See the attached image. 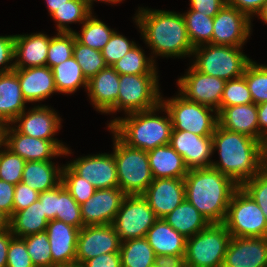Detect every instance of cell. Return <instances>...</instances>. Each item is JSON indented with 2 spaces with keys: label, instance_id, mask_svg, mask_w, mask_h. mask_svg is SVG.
<instances>
[{
  "label": "cell",
  "instance_id": "48",
  "mask_svg": "<svg viewBox=\"0 0 267 267\" xmlns=\"http://www.w3.org/2000/svg\"><path fill=\"white\" fill-rule=\"evenodd\" d=\"M241 187L258 204L267 220V170L263 168L252 179L245 181Z\"/></svg>",
  "mask_w": 267,
  "mask_h": 267
},
{
  "label": "cell",
  "instance_id": "5",
  "mask_svg": "<svg viewBox=\"0 0 267 267\" xmlns=\"http://www.w3.org/2000/svg\"><path fill=\"white\" fill-rule=\"evenodd\" d=\"M243 47L203 44L192 51V66L203 74L222 78L225 81L243 76L252 59Z\"/></svg>",
  "mask_w": 267,
  "mask_h": 267
},
{
  "label": "cell",
  "instance_id": "58",
  "mask_svg": "<svg viewBox=\"0 0 267 267\" xmlns=\"http://www.w3.org/2000/svg\"><path fill=\"white\" fill-rule=\"evenodd\" d=\"M14 237L11 230L0 232V267H6L7 265V253L9 243Z\"/></svg>",
  "mask_w": 267,
  "mask_h": 267
},
{
  "label": "cell",
  "instance_id": "60",
  "mask_svg": "<svg viewBox=\"0 0 267 267\" xmlns=\"http://www.w3.org/2000/svg\"><path fill=\"white\" fill-rule=\"evenodd\" d=\"M151 267H184L183 262L176 260H158Z\"/></svg>",
  "mask_w": 267,
  "mask_h": 267
},
{
  "label": "cell",
  "instance_id": "29",
  "mask_svg": "<svg viewBox=\"0 0 267 267\" xmlns=\"http://www.w3.org/2000/svg\"><path fill=\"white\" fill-rule=\"evenodd\" d=\"M147 154L154 179L184 178L189 171L183 157L169 144L156 147Z\"/></svg>",
  "mask_w": 267,
  "mask_h": 267
},
{
  "label": "cell",
  "instance_id": "28",
  "mask_svg": "<svg viewBox=\"0 0 267 267\" xmlns=\"http://www.w3.org/2000/svg\"><path fill=\"white\" fill-rule=\"evenodd\" d=\"M18 76L14 71L0 74V120L11 124L27 110Z\"/></svg>",
  "mask_w": 267,
  "mask_h": 267
},
{
  "label": "cell",
  "instance_id": "36",
  "mask_svg": "<svg viewBox=\"0 0 267 267\" xmlns=\"http://www.w3.org/2000/svg\"><path fill=\"white\" fill-rule=\"evenodd\" d=\"M93 13L82 23L81 32L75 31L74 34L76 40L82 45L102 51L115 30L109 28L106 23L96 18Z\"/></svg>",
  "mask_w": 267,
  "mask_h": 267
},
{
  "label": "cell",
  "instance_id": "54",
  "mask_svg": "<svg viewBox=\"0 0 267 267\" xmlns=\"http://www.w3.org/2000/svg\"><path fill=\"white\" fill-rule=\"evenodd\" d=\"M15 185L0 179V210L9 217L13 215Z\"/></svg>",
  "mask_w": 267,
  "mask_h": 267
},
{
  "label": "cell",
  "instance_id": "38",
  "mask_svg": "<svg viewBox=\"0 0 267 267\" xmlns=\"http://www.w3.org/2000/svg\"><path fill=\"white\" fill-rule=\"evenodd\" d=\"M185 19L189 40L195 48L212 41L213 17L191 9L182 13Z\"/></svg>",
  "mask_w": 267,
  "mask_h": 267
},
{
  "label": "cell",
  "instance_id": "32",
  "mask_svg": "<svg viewBox=\"0 0 267 267\" xmlns=\"http://www.w3.org/2000/svg\"><path fill=\"white\" fill-rule=\"evenodd\" d=\"M48 222L43 204L37 199L29 207L13 212L10 230L15 237L22 238L46 231Z\"/></svg>",
  "mask_w": 267,
  "mask_h": 267
},
{
  "label": "cell",
  "instance_id": "37",
  "mask_svg": "<svg viewBox=\"0 0 267 267\" xmlns=\"http://www.w3.org/2000/svg\"><path fill=\"white\" fill-rule=\"evenodd\" d=\"M91 13L84 0H69L50 17L56 22L57 32L74 33L75 30L71 29L69 24H82Z\"/></svg>",
  "mask_w": 267,
  "mask_h": 267
},
{
  "label": "cell",
  "instance_id": "31",
  "mask_svg": "<svg viewBox=\"0 0 267 267\" xmlns=\"http://www.w3.org/2000/svg\"><path fill=\"white\" fill-rule=\"evenodd\" d=\"M163 219L185 238L194 236L210 224L186 198Z\"/></svg>",
  "mask_w": 267,
  "mask_h": 267
},
{
  "label": "cell",
  "instance_id": "12",
  "mask_svg": "<svg viewBox=\"0 0 267 267\" xmlns=\"http://www.w3.org/2000/svg\"><path fill=\"white\" fill-rule=\"evenodd\" d=\"M177 80L178 92L187 100L210 107L218 112L226 81L209 76L189 66Z\"/></svg>",
  "mask_w": 267,
  "mask_h": 267
},
{
  "label": "cell",
  "instance_id": "66",
  "mask_svg": "<svg viewBox=\"0 0 267 267\" xmlns=\"http://www.w3.org/2000/svg\"><path fill=\"white\" fill-rule=\"evenodd\" d=\"M264 168L267 169V143H266V146H265Z\"/></svg>",
  "mask_w": 267,
  "mask_h": 267
},
{
  "label": "cell",
  "instance_id": "1",
  "mask_svg": "<svg viewBox=\"0 0 267 267\" xmlns=\"http://www.w3.org/2000/svg\"><path fill=\"white\" fill-rule=\"evenodd\" d=\"M133 19L154 61L158 56L178 59L191 57L194 47L189 40L182 13L138 7Z\"/></svg>",
  "mask_w": 267,
  "mask_h": 267
},
{
  "label": "cell",
  "instance_id": "20",
  "mask_svg": "<svg viewBox=\"0 0 267 267\" xmlns=\"http://www.w3.org/2000/svg\"><path fill=\"white\" fill-rule=\"evenodd\" d=\"M222 267H267V237H231Z\"/></svg>",
  "mask_w": 267,
  "mask_h": 267
},
{
  "label": "cell",
  "instance_id": "30",
  "mask_svg": "<svg viewBox=\"0 0 267 267\" xmlns=\"http://www.w3.org/2000/svg\"><path fill=\"white\" fill-rule=\"evenodd\" d=\"M55 164L52 160L26 161L21 182L39 193L53 189L62 182L63 165Z\"/></svg>",
  "mask_w": 267,
  "mask_h": 267
},
{
  "label": "cell",
  "instance_id": "35",
  "mask_svg": "<svg viewBox=\"0 0 267 267\" xmlns=\"http://www.w3.org/2000/svg\"><path fill=\"white\" fill-rule=\"evenodd\" d=\"M139 45H135L112 68L119 74L127 75H158L156 62L151 56L147 57Z\"/></svg>",
  "mask_w": 267,
  "mask_h": 267
},
{
  "label": "cell",
  "instance_id": "53",
  "mask_svg": "<svg viewBox=\"0 0 267 267\" xmlns=\"http://www.w3.org/2000/svg\"><path fill=\"white\" fill-rule=\"evenodd\" d=\"M190 9L213 17L227 3V0H189Z\"/></svg>",
  "mask_w": 267,
  "mask_h": 267
},
{
  "label": "cell",
  "instance_id": "11",
  "mask_svg": "<svg viewBox=\"0 0 267 267\" xmlns=\"http://www.w3.org/2000/svg\"><path fill=\"white\" fill-rule=\"evenodd\" d=\"M158 218L142 195H126L112 223L121 242L146 237Z\"/></svg>",
  "mask_w": 267,
  "mask_h": 267
},
{
  "label": "cell",
  "instance_id": "6",
  "mask_svg": "<svg viewBox=\"0 0 267 267\" xmlns=\"http://www.w3.org/2000/svg\"><path fill=\"white\" fill-rule=\"evenodd\" d=\"M111 133L118 187L126 195H142L154 179L147 151L129 147Z\"/></svg>",
  "mask_w": 267,
  "mask_h": 267
},
{
  "label": "cell",
  "instance_id": "34",
  "mask_svg": "<svg viewBox=\"0 0 267 267\" xmlns=\"http://www.w3.org/2000/svg\"><path fill=\"white\" fill-rule=\"evenodd\" d=\"M119 252L121 267H151L159 260L146 237L121 242Z\"/></svg>",
  "mask_w": 267,
  "mask_h": 267
},
{
  "label": "cell",
  "instance_id": "15",
  "mask_svg": "<svg viewBox=\"0 0 267 267\" xmlns=\"http://www.w3.org/2000/svg\"><path fill=\"white\" fill-rule=\"evenodd\" d=\"M66 164L96 189L118 187V174L113 152L80 156Z\"/></svg>",
  "mask_w": 267,
  "mask_h": 267
},
{
  "label": "cell",
  "instance_id": "50",
  "mask_svg": "<svg viewBox=\"0 0 267 267\" xmlns=\"http://www.w3.org/2000/svg\"><path fill=\"white\" fill-rule=\"evenodd\" d=\"M15 35L0 36V74L11 72L14 65Z\"/></svg>",
  "mask_w": 267,
  "mask_h": 267
},
{
  "label": "cell",
  "instance_id": "13",
  "mask_svg": "<svg viewBox=\"0 0 267 267\" xmlns=\"http://www.w3.org/2000/svg\"><path fill=\"white\" fill-rule=\"evenodd\" d=\"M5 146L25 161H49L73 153L60 140L27 136L19 133L11 124L7 126Z\"/></svg>",
  "mask_w": 267,
  "mask_h": 267
},
{
  "label": "cell",
  "instance_id": "16",
  "mask_svg": "<svg viewBox=\"0 0 267 267\" xmlns=\"http://www.w3.org/2000/svg\"><path fill=\"white\" fill-rule=\"evenodd\" d=\"M120 244L112 224L83 226L77 240L76 262L83 264L101 254L119 252Z\"/></svg>",
  "mask_w": 267,
  "mask_h": 267
},
{
  "label": "cell",
  "instance_id": "14",
  "mask_svg": "<svg viewBox=\"0 0 267 267\" xmlns=\"http://www.w3.org/2000/svg\"><path fill=\"white\" fill-rule=\"evenodd\" d=\"M245 13L227 3L213 18L212 41L209 44L242 47L252 33V22Z\"/></svg>",
  "mask_w": 267,
  "mask_h": 267
},
{
  "label": "cell",
  "instance_id": "65",
  "mask_svg": "<svg viewBox=\"0 0 267 267\" xmlns=\"http://www.w3.org/2000/svg\"><path fill=\"white\" fill-rule=\"evenodd\" d=\"M55 267H83V265L81 263L74 262V263H70V264L57 265Z\"/></svg>",
  "mask_w": 267,
  "mask_h": 267
},
{
  "label": "cell",
  "instance_id": "9",
  "mask_svg": "<svg viewBox=\"0 0 267 267\" xmlns=\"http://www.w3.org/2000/svg\"><path fill=\"white\" fill-rule=\"evenodd\" d=\"M223 224L231 237H267L263 211L241 186L231 197Z\"/></svg>",
  "mask_w": 267,
  "mask_h": 267
},
{
  "label": "cell",
  "instance_id": "59",
  "mask_svg": "<svg viewBox=\"0 0 267 267\" xmlns=\"http://www.w3.org/2000/svg\"><path fill=\"white\" fill-rule=\"evenodd\" d=\"M46 6L48 8V13L51 15L56 9L62 7L69 0H45Z\"/></svg>",
  "mask_w": 267,
  "mask_h": 267
},
{
  "label": "cell",
  "instance_id": "41",
  "mask_svg": "<svg viewBox=\"0 0 267 267\" xmlns=\"http://www.w3.org/2000/svg\"><path fill=\"white\" fill-rule=\"evenodd\" d=\"M75 40L74 33L57 32L51 36L46 66L52 68L73 57Z\"/></svg>",
  "mask_w": 267,
  "mask_h": 267
},
{
  "label": "cell",
  "instance_id": "39",
  "mask_svg": "<svg viewBox=\"0 0 267 267\" xmlns=\"http://www.w3.org/2000/svg\"><path fill=\"white\" fill-rule=\"evenodd\" d=\"M243 76L248 85L254 104L267 102V65L251 60Z\"/></svg>",
  "mask_w": 267,
  "mask_h": 267
},
{
  "label": "cell",
  "instance_id": "42",
  "mask_svg": "<svg viewBox=\"0 0 267 267\" xmlns=\"http://www.w3.org/2000/svg\"><path fill=\"white\" fill-rule=\"evenodd\" d=\"M55 219L78 229L83 227L80 205L74 200L62 182L58 185V211Z\"/></svg>",
  "mask_w": 267,
  "mask_h": 267
},
{
  "label": "cell",
  "instance_id": "7",
  "mask_svg": "<svg viewBox=\"0 0 267 267\" xmlns=\"http://www.w3.org/2000/svg\"><path fill=\"white\" fill-rule=\"evenodd\" d=\"M231 235L223 223H210L186 239L185 267H222Z\"/></svg>",
  "mask_w": 267,
  "mask_h": 267
},
{
  "label": "cell",
  "instance_id": "44",
  "mask_svg": "<svg viewBox=\"0 0 267 267\" xmlns=\"http://www.w3.org/2000/svg\"><path fill=\"white\" fill-rule=\"evenodd\" d=\"M62 183L79 205L86 202L96 191L89 181L78 176L67 164L62 168Z\"/></svg>",
  "mask_w": 267,
  "mask_h": 267
},
{
  "label": "cell",
  "instance_id": "56",
  "mask_svg": "<svg viewBox=\"0 0 267 267\" xmlns=\"http://www.w3.org/2000/svg\"><path fill=\"white\" fill-rule=\"evenodd\" d=\"M266 0H227V4L245 13L251 20L261 10Z\"/></svg>",
  "mask_w": 267,
  "mask_h": 267
},
{
  "label": "cell",
  "instance_id": "64",
  "mask_svg": "<svg viewBox=\"0 0 267 267\" xmlns=\"http://www.w3.org/2000/svg\"><path fill=\"white\" fill-rule=\"evenodd\" d=\"M256 16L258 17V19L263 21L264 24H267V0L263 4L261 10L256 14Z\"/></svg>",
  "mask_w": 267,
  "mask_h": 267
},
{
  "label": "cell",
  "instance_id": "21",
  "mask_svg": "<svg viewBox=\"0 0 267 267\" xmlns=\"http://www.w3.org/2000/svg\"><path fill=\"white\" fill-rule=\"evenodd\" d=\"M142 196L156 217L163 218L184 201V178L153 179Z\"/></svg>",
  "mask_w": 267,
  "mask_h": 267
},
{
  "label": "cell",
  "instance_id": "40",
  "mask_svg": "<svg viewBox=\"0 0 267 267\" xmlns=\"http://www.w3.org/2000/svg\"><path fill=\"white\" fill-rule=\"evenodd\" d=\"M73 57L81 67L87 80L108 67L101 51L82 45L77 40L74 43Z\"/></svg>",
  "mask_w": 267,
  "mask_h": 267
},
{
  "label": "cell",
  "instance_id": "57",
  "mask_svg": "<svg viewBox=\"0 0 267 267\" xmlns=\"http://www.w3.org/2000/svg\"><path fill=\"white\" fill-rule=\"evenodd\" d=\"M259 141L266 146L267 143V102L257 105Z\"/></svg>",
  "mask_w": 267,
  "mask_h": 267
},
{
  "label": "cell",
  "instance_id": "43",
  "mask_svg": "<svg viewBox=\"0 0 267 267\" xmlns=\"http://www.w3.org/2000/svg\"><path fill=\"white\" fill-rule=\"evenodd\" d=\"M22 239L35 267H52L51 248L46 231L27 235Z\"/></svg>",
  "mask_w": 267,
  "mask_h": 267
},
{
  "label": "cell",
  "instance_id": "18",
  "mask_svg": "<svg viewBox=\"0 0 267 267\" xmlns=\"http://www.w3.org/2000/svg\"><path fill=\"white\" fill-rule=\"evenodd\" d=\"M62 118L48 105H35L23 111L11 125L21 134L44 140H58L54 136L61 130Z\"/></svg>",
  "mask_w": 267,
  "mask_h": 267
},
{
  "label": "cell",
  "instance_id": "19",
  "mask_svg": "<svg viewBox=\"0 0 267 267\" xmlns=\"http://www.w3.org/2000/svg\"><path fill=\"white\" fill-rule=\"evenodd\" d=\"M126 194L119 188L96 189L80 205L83 226L112 224Z\"/></svg>",
  "mask_w": 267,
  "mask_h": 267
},
{
  "label": "cell",
  "instance_id": "45",
  "mask_svg": "<svg viewBox=\"0 0 267 267\" xmlns=\"http://www.w3.org/2000/svg\"><path fill=\"white\" fill-rule=\"evenodd\" d=\"M26 161L6 146L0 152V179L17 185L22 181Z\"/></svg>",
  "mask_w": 267,
  "mask_h": 267
},
{
  "label": "cell",
  "instance_id": "4",
  "mask_svg": "<svg viewBox=\"0 0 267 267\" xmlns=\"http://www.w3.org/2000/svg\"><path fill=\"white\" fill-rule=\"evenodd\" d=\"M158 112L166 116H159ZM107 128L127 146L147 152L169 144L173 129L169 113L161 104L147 111L116 117Z\"/></svg>",
  "mask_w": 267,
  "mask_h": 267
},
{
  "label": "cell",
  "instance_id": "17",
  "mask_svg": "<svg viewBox=\"0 0 267 267\" xmlns=\"http://www.w3.org/2000/svg\"><path fill=\"white\" fill-rule=\"evenodd\" d=\"M169 145L183 157L189 170L211 167L212 136H200L188 131L172 129Z\"/></svg>",
  "mask_w": 267,
  "mask_h": 267
},
{
  "label": "cell",
  "instance_id": "22",
  "mask_svg": "<svg viewBox=\"0 0 267 267\" xmlns=\"http://www.w3.org/2000/svg\"><path fill=\"white\" fill-rule=\"evenodd\" d=\"M120 75L108 66L88 80L87 89L91 104L101 114L117 113Z\"/></svg>",
  "mask_w": 267,
  "mask_h": 267
},
{
  "label": "cell",
  "instance_id": "52",
  "mask_svg": "<svg viewBox=\"0 0 267 267\" xmlns=\"http://www.w3.org/2000/svg\"><path fill=\"white\" fill-rule=\"evenodd\" d=\"M38 199L43 204L47 220H54L58 211V185L53 189L41 192Z\"/></svg>",
  "mask_w": 267,
  "mask_h": 267
},
{
  "label": "cell",
  "instance_id": "61",
  "mask_svg": "<svg viewBox=\"0 0 267 267\" xmlns=\"http://www.w3.org/2000/svg\"><path fill=\"white\" fill-rule=\"evenodd\" d=\"M10 229V217L0 210V232Z\"/></svg>",
  "mask_w": 267,
  "mask_h": 267
},
{
  "label": "cell",
  "instance_id": "63",
  "mask_svg": "<svg viewBox=\"0 0 267 267\" xmlns=\"http://www.w3.org/2000/svg\"><path fill=\"white\" fill-rule=\"evenodd\" d=\"M86 2L87 7L89 8V10L92 12L93 11V4L94 2H104V3H108V4H118L120 2H122L123 0H84Z\"/></svg>",
  "mask_w": 267,
  "mask_h": 267
},
{
  "label": "cell",
  "instance_id": "62",
  "mask_svg": "<svg viewBox=\"0 0 267 267\" xmlns=\"http://www.w3.org/2000/svg\"><path fill=\"white\" fill-rule=\"evenodd\" d=\"M8 124L0 120V152L6 144V130ZM3 146V147H2Z\"/></svg>",
  "mask_w": 267,
  "mask_h": 267
},
{
  "label": "cell",
  "instance_id": "47",
  "mask_svg": "<svg viewBox=\"0 0 267 267\" xmlns=\"http://www.w3.org/2000/svg\"><path fill=\"white\" fill-rule=\"evenodd\" d=\"M136 42L130 41L123 34H119L116 30L111 35L109 42L103 48L102 56L107 66H113L117 61L123 58L133 47Z\"/></svg>",
  "mask_w": 267,
  "mask_h": 267
},
{
  "label": "cell",
  "instance_id": "51",
  "mask_svg": "<svg viewBox=\"0 0 267 267\" xmlns=\"http://www.w3.org/2000/svg\"><path fill=\"white\" fill-rule=\"evenodd\" d=\"M39 192L31 189L29 186L20 182L15 185L13 212L20 211L29 207L33 202L39 198Z\"/></svg>",
  "mask_w": 267,
  "mask_h": 267
},
{
  "label": "cell",
  "instance_id": "24",
  "mask_svg": "<svg viewBox=\"0 0 267 267\" xmlns=\"http://www.w3.org/2000/svg\"><path fill=\"white\" fill-rule=\"evenodd\" d=\"M80 229L60 220H50L46 232L51 248L52 267L76 262V246Z\"/></svg>",
  "mask_w": 267,
  "mask_h": 267
},
{
  "label": "cell",
  "instance_id": "3",
  "mask_svg": "<svg viewBox=\"0 0 267 267\" xmlns=\"http://www.w3.org/2000/svg\"><path fill=\"white\" fill-rule=\"evenodd\" d=\"M185 198L209 223H223L231 197L239 187L213 167L191 169L184 177Z\"/></svg>",
  "mask_w": 267,
  "mask_h": 267
},
{
  "label": "cell",
  "instance_id": "23",
  "mask_svg": "<svg viewBox=\"0 0 267 267\" xmlns=\"http://www.w3.org/2000/svg\"><path fill=\"white\" fill-rule=\"evenodd\" d=\"M149 245L159 260L183 262L186 239L173 229L163 218H158L146 234Z\"/></svg>",
  "mask_w": 267,
  "mask_h": 267
},
{
  "label": "cell",
  "instance_id": "26",
  "mask_svg": "<svg viewBox=\"0 0 267 267\" xmlns=\"http://www.w3.org/2000/svg\"><path fill=\"white\" fill-rule=\"evenodd\" d=\"M17 76L22 94L27 103L44 101L58 93L54 75L48 66L30 67L13 70Z\"/></svg>",
  "mask_w": 267,
  "mask_h": 267
},
{
  "label": "cell",
  "instance_id": "55",
  "mask_svg": "<svg viewBox=\"0 0 267 267\" xmlns=\"http://www.w3.org/2000/svg\"><path fill=\"white\" fill-rule=\"evenodd\" d=\"M83 267H121L120 252L101 254L84 262Z\"/></svg>",
  "mask_w": 267,
  "mask_h": 267
},
{
  "label": "cell",
  "instance_id": "49",
  "mask_svg": "<svg viewBox=\"0 0 267 267\" xmlns=\"http://www.w3.org/2000/svg\"><path fill=\"white\" fill-rule=\"evenodd\" d=\"M6 267H35L26 248L25 241L13 237L9 243Z\"/></svg>",
  "mask_w": 267,
  "mask_h": 267
},
{
  "label": "cell",
  "instance_id": "27",
  "mask_svg": "<svg viewBox=\"0 0 267 267\" xmlns=\"http://www.w3.org/2000/svg\"><path fill=\"white\" fill-rule=\"evenodd\" d=\"M218 125L226 130L248 135L259 141L257 104L220 108Z\"/></svg>",
  "mask_w": 267,
  "mask_h": 267
},
{
  "label": "cell",
  "instance_id": "10",
  "mask_svg": "<svg viewBox=\"0 0 267 267\" xmlns=\"http://www.w3.org/2000/svg\"><path fill=\"white\" fill-rule=\"evenodd\" d=\"M158 75H127L119 77L117 112L125 115L147 111L161 104Z\"/></svg>",
  "mask_w": 267,
  "mask_h": 267
},
{
  "label": "cell",
  "instance_id": "2",
  "mask_svg": "<svg viewBox=\"0 0 267 267\" xmlns=\"http://www.w3.org/2000/svg\"><path fill=\"white\" fill-rule=\"evenodd\" d=\"M213 154L219 160L211 167L231 178L238 186L252 179L264 168L265 146L258 140L217 125L213 135Z\"/></svg>",
  "mask_w": 267,
  "mask_h": 267
},
{
  "label": "cell",
  "instance_id": "25",
  "mask_svg": "<svg viewBox=\"0 0 267 267\" xmlns=\"http://www.w3.org/2000/svg\"><path fill=\"white\" fill-rule=\"evenodd\" d=\"M50 36L42 32L16 34L14 44L15 69L46 66Z\"/></svg>",
  "mask_w": 267,
  "mask_h": 267
},
{
  "label": "cell",
  "instance_id": "46",
  "mask_svg": "<svg viewBox=\"0 0 267 267\" xmlns=\"http://www.w3.org/2000/svg\"><path fill=\"white\" fill-rule=\"evenodd\" d=\"M253 103L245 77L226 81L220 108Z\"/></svg>",
  "mask_w": 267,
  "mask_h": 267
},
{
  "label": "cell",
  "instance_id": "8",
  "mask_svg": "<svg viewBox=\"0 0 267 267\" xmlns=\"http://www.w3.org/2000/svg\"><path fill=\"white\" fill-rule=\"evenodd\" d=\"M163 98L161 105L167 110L175 130L188 131L200 136H212L218 125V112L210 107L187 100L179 92Z\"/></svg>",
  "mask_w": 267,
  "mask_h": 267
},
{
  "label": "cell",
  "instance_id": "33",
  "mask_svg": "<svg viewBox=\"0 0 267 267\" xmlns=\"http://www.w3.org/2000/svg\"><path fill=\"white\" fill-rule=\"evenodd\" d=\"M58 94H74L77 89H87L88 80L74 57L51 68Z\"/></svg>",
  "mask_w": 267,
  "mask_h": 267
}]
</instances>
